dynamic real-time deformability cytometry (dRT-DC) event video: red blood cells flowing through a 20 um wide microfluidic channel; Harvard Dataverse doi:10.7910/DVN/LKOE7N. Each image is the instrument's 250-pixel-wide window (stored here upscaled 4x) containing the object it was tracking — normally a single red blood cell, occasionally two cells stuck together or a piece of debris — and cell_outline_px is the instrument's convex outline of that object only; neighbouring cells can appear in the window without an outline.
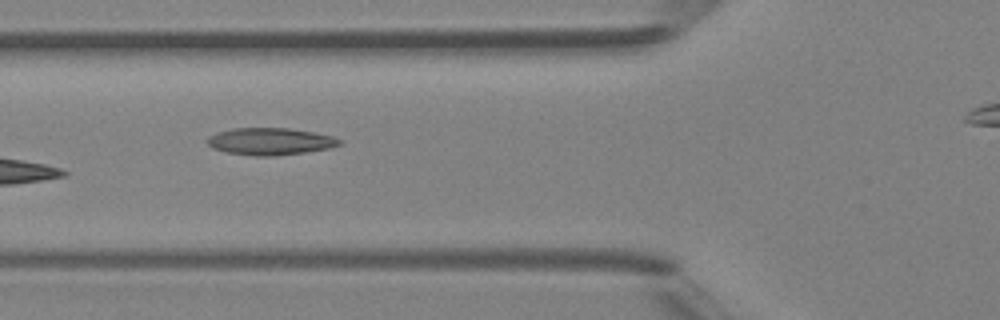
{"species": "Egyptian fruit bat (a non-hibernating species)", "species_latin": "Rousettus aegyptiacus", "temperature_condition": "room temperature", "stored_images_in_passage": 6, "camera_frame_rate_fps": 3000, "um_per_image_px": 0.085, "animal": {"sex": "female"}, "frame": {"image": 1, "passage_image": 5, "time_ms": 5.333, "image_size_px": [1000, 320], "cell_outline_px": [[340, 144], [328, 148], [304, 152], [272, 156], [256, 156], [228, 152], [212, 148], [204, 140], [208, 136], [232, 128], [288, 128], [312, 132], [332, 136], [340, 140]], "centroid_in_image_um": [22.91, 12.01], "position_along_channel_um": 102.9, "area_um2": 20.58}}
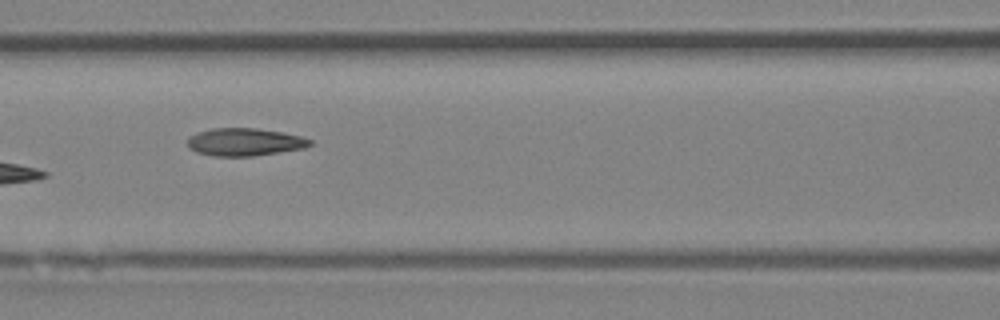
{"frame": {"image": 2, "passage_image": 6, "time_ms": 6.333, "image_size_px": [1000, 320], "cell_outline_px": [[312, 144], [304, 148], [252, 156], [212, 156], [196, 152], [188, 148], [188, 136], [196, 132], [212, 128], [256, 128], [280, 132], [300, 136], [312, 140]], "centroid_in_image_um": [20.74, 12.07], "position_along_channel_um": 145.9, "area_um2": 19.77}}